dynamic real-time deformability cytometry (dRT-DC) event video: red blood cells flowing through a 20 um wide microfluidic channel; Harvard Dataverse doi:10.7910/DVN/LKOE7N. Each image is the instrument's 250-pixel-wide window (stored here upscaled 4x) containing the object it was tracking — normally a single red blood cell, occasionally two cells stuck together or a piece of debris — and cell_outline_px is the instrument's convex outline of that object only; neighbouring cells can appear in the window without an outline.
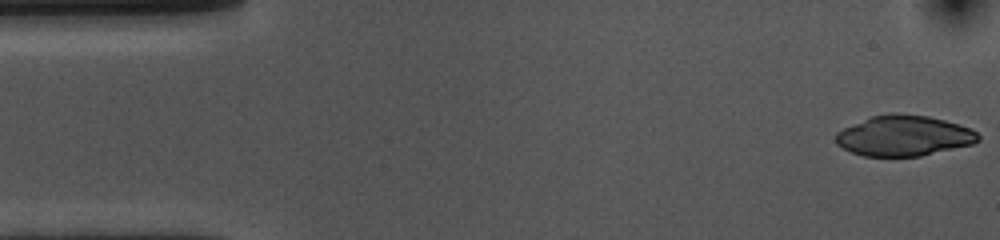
{"species": "common noctule bat (a hibernating species)", "species_latin": "Nyctalus noctula", "temperature_condition": "cold", "stored_images_in_passage": 53, "camera_frame_rate_fps": 3000, "um_per_image_px": 0.085, "animal": {"sex": "female", "body_mass_g": 10.0, "forearm_length_mm": 53.1}, "frame": {"image": 1, "passage_image": 1, "time_ms": 0.0, "image_size_px": [1000, 240], "cell_outline_px": [[980, 140], [972, 144], [920, 156], [864, 156], [852, 152], [836, 144], [836, 132], [844, 128], [872, 116], [892, 112], [896, 112], [928, 116], [944, 120], [972, 128], [980, 136]], "centroid_in_image_um": [76.84, 11.53], "position_along_channel_um": 8.2, "area_um2": 33.52}}